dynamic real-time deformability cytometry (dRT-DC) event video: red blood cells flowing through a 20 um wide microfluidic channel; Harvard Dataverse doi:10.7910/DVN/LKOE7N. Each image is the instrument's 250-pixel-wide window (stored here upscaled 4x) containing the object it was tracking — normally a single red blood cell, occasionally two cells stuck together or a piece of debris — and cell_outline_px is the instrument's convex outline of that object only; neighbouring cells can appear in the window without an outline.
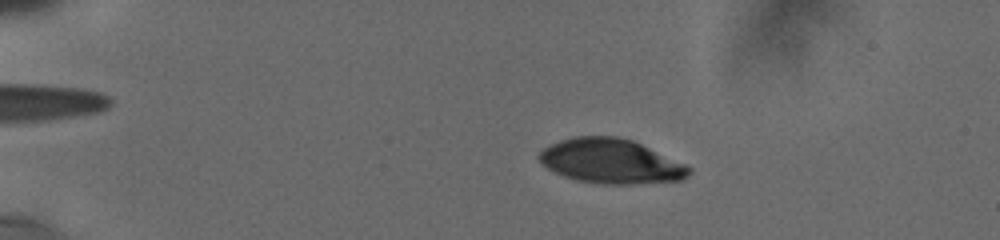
{"species": "human", "species_latin": "Homo sapiens", "temperature_condition": "cold", "stored_images_in_passage": 12, "camera_frame_rate_fps": 3000, "um_per_image_px": 0.085, "donor": {"sex": "male"}, "frame": {"image": 1, "passage_image": 3, "time_ms": 1.0, "image_size_px": [1000, 240], "cell_outline_px": [[692, 172], [688, 176], [680, 180], [640, 184], [596, 184], [576, 180], [564, 176], [548, 168], [536, 156], [544, 148], [560, 140], [576, 136], [616, 136], [632, 140], [684, 164], [692, 168]], "centroid_in_image_um": [51.92, 13.72], "position_along_channel_um": 33.1, "area_um2": 38.73}}
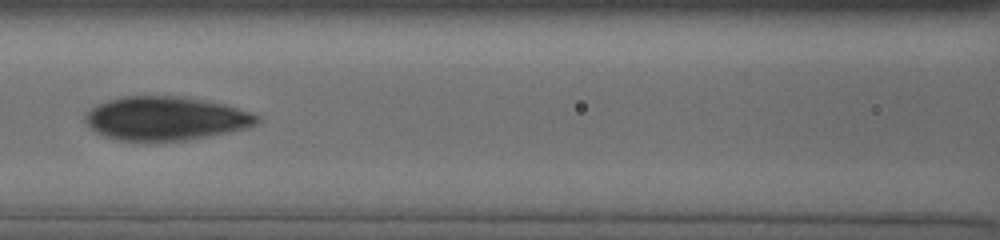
{"frame": {"image": 2, "passage_image": 12, "time_ms": 6.333, "image_size_px": [1000, 240], "cell_outline_px": [[260, 120], [256, 124], [248, 128], [208, 136], [184, 140], [148, 144], [116, 140], [104, 136], [96, 132], [84, 120], [84, 116], [96, 104], [108, 100], [124, 96], [176, 96], [204, 100], [220, 104], [248, 112], [256, 116]], "centroid_in_image_um": [14.0, 10.11], "position_along_channel_um": 152.6, "area_um2": 44.04}}